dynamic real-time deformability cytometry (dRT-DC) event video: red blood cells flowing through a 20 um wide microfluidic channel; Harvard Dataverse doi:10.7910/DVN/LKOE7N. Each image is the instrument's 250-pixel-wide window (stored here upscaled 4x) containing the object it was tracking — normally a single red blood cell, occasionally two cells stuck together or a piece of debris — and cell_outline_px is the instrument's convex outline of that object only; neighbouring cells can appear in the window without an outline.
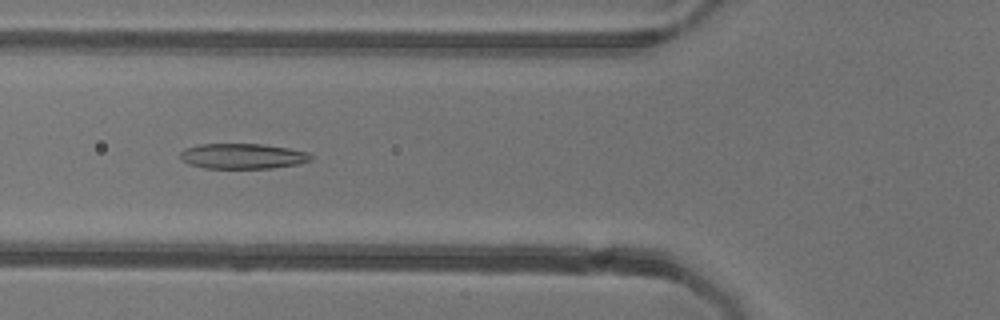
{"species": "common noctule bat (a hibernating species)", "species_latin": "Nyctalus noctula", "temperature_condition": "warm", "stored_images_in_passage": 48, "camera_frame_rate_fps": 3000, "um_per_image_px": 0.085, "animal": {"sex": "female"}, "frame": {"image": 1, "passage_image": 15, "time_ms": 4.667, "image_size_px": [1000, 320], "cell_outline_px": [[312, 160], [296, 164], [272, 168], [204, 168], [188, 164], [180, 156], [180, 152], [184, 148], [200, 144], [260, 144], [288, 148], [308, 152], [312, 156]], "centroid_in_image_um": [20.61, 13.27], "position_along_channel_um": 105.2, "area_um2": 19.19}}
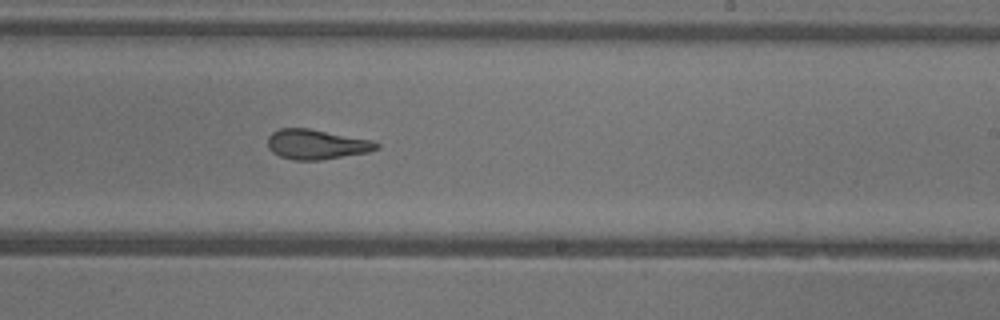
{"frame": {"image": 2, "passage_image": 27, "time_ms": 8.667, "image_size_px": [1000, 320], "cell_outline_px": [[380, 148], [368, 152], [320, 160], [292, 160], [280, 156], [272, 152], [268, 148], [268, 136], [272, 132], [280, 128], [308, 128], [372, 140], [380, 144]], "centroid_in_image_um": [26.89, 12.27], "position_along_channel_um": 262.1, "area_um2": 18.96}}
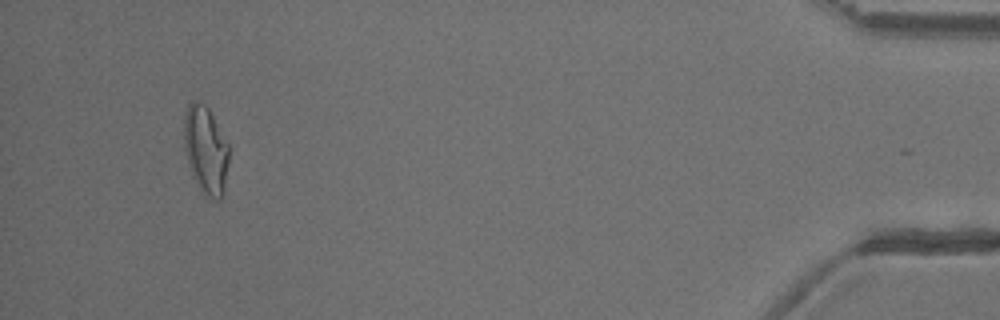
{"frame": {"image": 3, "passage_image": 45, "time_ms": 14.667, "image_size_px": [1000, 320], "cell_outline_px": [[228, 164], [224, 192], [220, 200], [212, 200], [204, 196], [192, 172], [184, 148], [184, 112], [188, 104], [192, 100], [196, 100], [204, 104], [208, 108], [228, 144]], "centroid_in_image_um": [17.48, 12.75], "position_along_channel_um": 417.7, "area_um2": 22.89}, "authors_computed_cell_mechanics": {"area_um2": 20.3745, "velocity_mm_per_s": 3.9145, "shape_relaxation_time_tau1_ms": null, "shape_relaxation_time_tau2_ms": 2.3084, "deformation_change_tau1": null, "deformation_change_tau2": 0.1098}}